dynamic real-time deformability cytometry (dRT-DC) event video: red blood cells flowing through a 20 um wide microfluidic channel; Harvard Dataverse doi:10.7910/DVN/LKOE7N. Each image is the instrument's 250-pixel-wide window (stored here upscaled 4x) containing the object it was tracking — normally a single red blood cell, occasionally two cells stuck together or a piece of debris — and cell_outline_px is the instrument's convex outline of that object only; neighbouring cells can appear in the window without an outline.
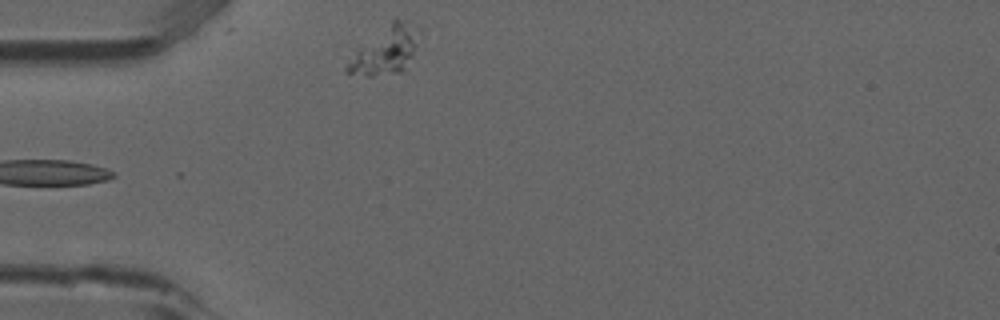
{"species": "common noctule bat (a hibernating species)", "species_latin": "Nyctalus noctula", "temperature_condition": "room temperature", "stored_images_in_passage": 4, "camera_frame_rate_fps": 3000, "um_per_image_px": 0.085, "animal": {"sex": "male", "forearm_length_mm": 52.5}, "frame": {"image": 1, "passage_image": 4, "time_ms": 1.0, "image_size_px": [1000, 320], "cell_outline_px": [[424, 36], [404, 72], [372, 76], [368, 76], [344, 72], [344, 68], [356, 52], [392, 20], [400, 20], [416, 24], [424, 28]], "centroid_in_image_um": [32.93, 4.27], "position_along_channel_um": 52.1, "area_um2": 20.17}}